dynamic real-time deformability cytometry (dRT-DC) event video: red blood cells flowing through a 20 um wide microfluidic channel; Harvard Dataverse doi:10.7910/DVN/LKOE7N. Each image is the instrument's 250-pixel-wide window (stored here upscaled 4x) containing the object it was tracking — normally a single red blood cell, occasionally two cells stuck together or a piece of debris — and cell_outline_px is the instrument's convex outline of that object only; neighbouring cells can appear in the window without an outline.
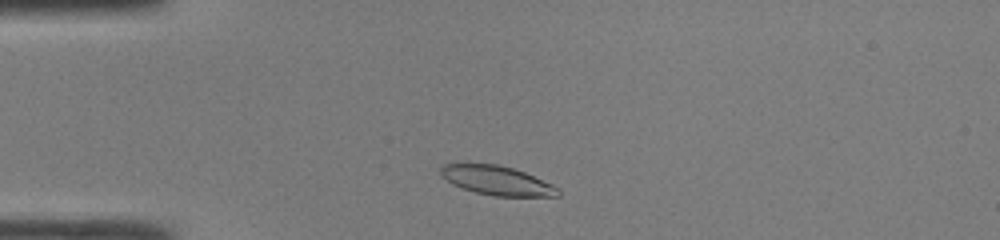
{"species": "common noctule bat (a hibernating species)", "species_latin": "Nyctalus noctula", "temperature_condition": "room temperature", "stored_images_in_passage": 36, "camera_frame_rate_fps": 3000, "um_per_image_px": 0.085, "animal": {"sex": "male", "body_mass_g": 19.0, "forearm_length_mm": 50.8}, "frame": {"image": 1, "passage_image": 4, "time_ms": 1.0, "image_size_px": [1000, 240], "cell_outline_px": [[560, 196], [496, 196], [476, 192], [452, 184], [440, 176], [440, 168], [444, 164], [496, 164], [512, 168], [524, 172], [552, 184], [560, 188]], "centroid_in_image_um": [42.25, 15.34], "position_along_channel_um": 42.8, "area_um2": 19.77}}
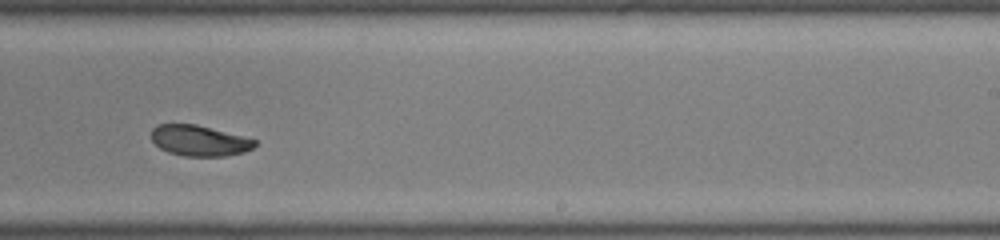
{"frame": {"image": 2, "passage_image": 22, "time_ms": 7.0, "image_size_px": [1000, 240], "cell_outline_px": [[256, 144], [252, 148], [244, 152], [224, 156], [184, 156], [168, 152], [160, 148], [152, 140], [152, 128], [156, 124], [196, 124], [256, 140]], "centroid_in_image_um": [16.91, 11.95], "position_along_channel_um": 272.1, "area_um2": 18.32}}
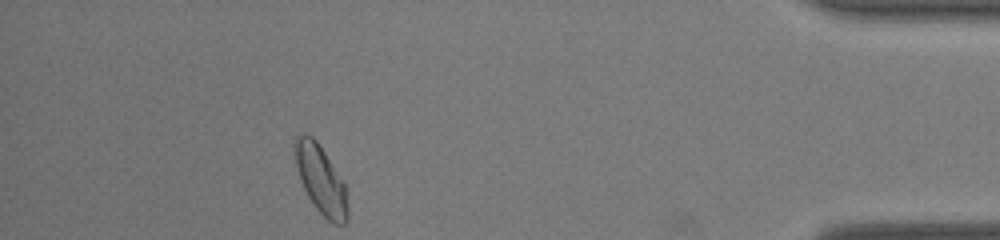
{"frame": {"image": 3, "passage_image": 35, "time_ms": 11.333, "image_size_px": [1000, 240], "cell_outline_px": [[348, 220], [344, 224], [332, 224], [316, 208], [308, 196], [300, 180], [296, 168], [292, 148], [292, 144], [296, 136], [300, 132], [304, 132], [312, 136], [316, 140], [344, 180], [348, 192]], "centroid_in_image_um": [27.27, 15.23], "position_along_channel_um": 407.9, "area_um2": 21.73}, "authors_computed_cell_mechanics": {"area_um2": 19.5653, "velocity_mm_per_s": 4.2639, "shape_relaxation_time_tau1_ms": 4.5691, "shape_relaxation_time_tau2_ms": 2.7599, "deformation_change_tau1": 0.1157, "deformation_change_tau2": 0.0683}}